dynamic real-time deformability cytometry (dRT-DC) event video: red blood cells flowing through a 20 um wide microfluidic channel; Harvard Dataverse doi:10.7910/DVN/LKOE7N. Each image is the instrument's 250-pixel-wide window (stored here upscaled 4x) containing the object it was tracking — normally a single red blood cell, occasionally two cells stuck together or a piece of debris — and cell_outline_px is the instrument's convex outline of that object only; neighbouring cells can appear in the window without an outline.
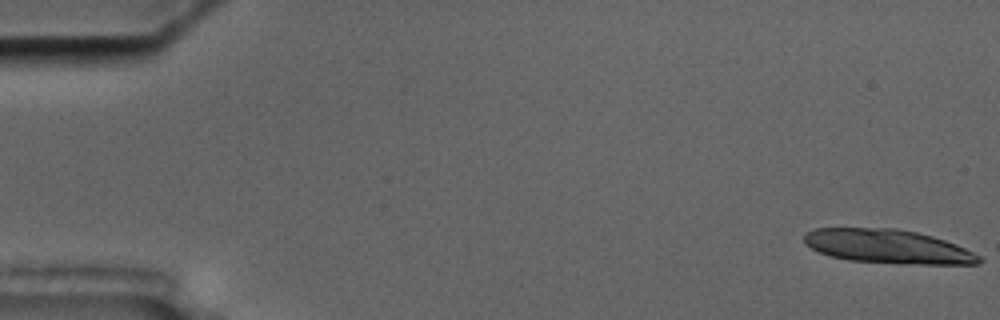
{"species": "common noctule bat (a hibernating species)", "species_latin": "Nyctalus noctula", "temperature_condition": "cold", "stored_images_in_passage": 6, "camera_frame_rate_fps": 3000, "um_per_image_px": 0.085, "animal": {"sex": "male", "body_mass_g": 17.5, "forearm_length_mm": 52.3}, "frame": {"image": 1, "passage_image": 1, "time_ms": 0.0, "image_size_px": [1000, 320], "cell_outline_px": [[984, 260], [980, 264], [896, 264], [848, 260], [828, 256], [804, 244], [804, 232], [816, 228], [896, 228], [916, 232], [932, 236], [956, 244], [980, 256]], "centroid_in_image_um": [75.45, 20.96], "position_along_channel_um": 9.6, "area_um2": 34.85}}
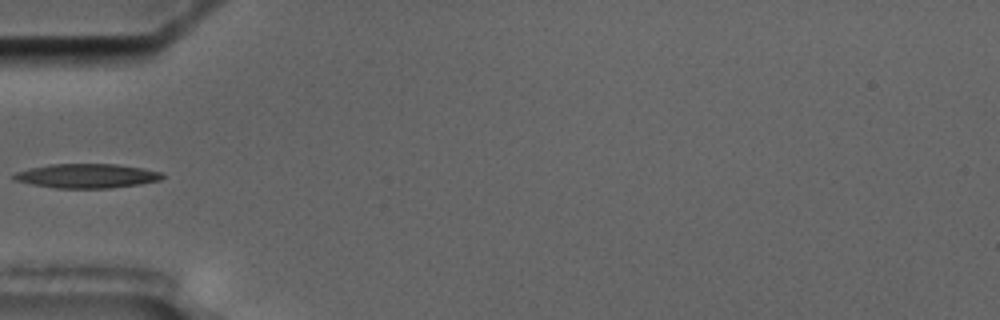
{"frame": {"image": 2, "passage_image": 6, "time_ms": 6.333, "image_size_px": [1000, 320], "cell_outline_px": [[164, 176], [160, 180], [140, 184], [108, 188], [56, 188], [32, 184], [12, 180], [12, 176], [16, 172], [28, 168], [52, 164], [116, 164], [144, 168], [160, 172]], "centroid_in_image_um": [7.35, 14.95], "position_along_channel_um": 77.6, "area_um2": 20.98}}